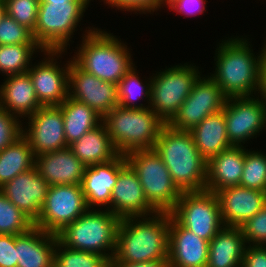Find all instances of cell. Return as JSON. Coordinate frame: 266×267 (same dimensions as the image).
I'll list each match as a JSON object with an SVG mask.
<instances>
[{
	"instance_id": "6da1fadb",
	"label": "cell",
	"mask_w": 266,
	"mask_h": 267,
	"mask_svg": "<svg viewBox=\"0 0 266 267\" xmlns=\"http://www.w3.org/2000/svg\"><path fill=\"white\" fill-rule=\"evenodd\" d=\"M141 218V219H140ZM169 212L120 219L110 262L168 260Z\"/></svg>"
},
{
	"instance_id": "7a4b0ae2",
	"label": "cell",
	"mask_w": 266,
	"mask_h": 267,
	"mask_svg": "<svg viewBox=\"0 0 266 267\" xmlns=\"http://www.w3.org/2000/svg\"><path fill=\"white\" fill-rule=\"evenodd\" d=\"M247 40L243 36L231 37L222 40L215 50L216 68L210 77L228 98L254 97L253 94L259 91L260 66L266 54V41L259 56H256Z\"/></svg>"
},
{
	"instance_id": "3957f363",
	"label": "cell",
	"mask_w": 266,
	"mask_h": 267,
	"mask_svg": "<svg viewBox=\"0 0 266 267\" xmlns=\"http://www.w3.org/2000/svg\"><path fill=\"white\" fill-rule=\"evenodd\" d=\"M154 150L169 170L174 184L181 192L206 189L207 161L199 153L189 131H180L165 124Z\"/></svg>"
},
{
	"instance_id": "277c9868",
	"label": "cell",
	"mask_w": 266,
	"mask_h": 267,
	"mask_svg": "<svg viewBox=\"0 0 266 267\" xmlns=\"http://www.w3.org/2000/svg\"><path fill=\"white\" fill-rule=\"evenodd\" d=\"M83 36L82 44L77 47L72 60L86 72L117 85L135 66L127 45L113 33L94 27L86 29Z\"/></svg>"
},
{
	"instance_id": "5b68a950",
	"label": "cell",
	"mask_w": 266,
	"mask_h": 267,
	"mask_svg": "<svg viewBox=\"0 0 266 267\" xmlns=\"http://www.w3.org/2000/svg\"><path fill=\"white\" fill-rule=\"evenodd\" d=\"M111 142L121 155L154 149L165 123L151 108L130 109L117 105L102 118Z\"/></svg>"
},
{
	"instance_id": "8992f818",
	"label": "cell",
	"mask_w": 266,
	"mask_h": 267,
	"mask_svg": "<svg viewBox=\"0 0 266 267\" xmlns=\"http://www.w3.org/2000/svg\"><path fill=\"white\" fill-rule=\"evenodd\" d=\"M119 222L120 219L107 209H88L56 236L65 247L101 254L111 260Z\"/></svg>"
},
{
	"instance_id": "52a82bcc",
	"label": "cell",
	"mask_w": 266,
	"mask_h": 267,
	"mask_svg": "<svg viewBox=\"0 0 266 267\" xmlns=\"http://www.w3.org/2000/svg\"><path fill=\"white\" fill-rule=\"evenodd\" d=\"M136 172L148 203L157 212H171L182 192L174 184L169 170L154 149L131 151L125 155Z\"/></svg>"
},
{
	"instance_id": "ba28073f",
	"label": "cell",
	"mask_w": 266,
	"mask_h": 267,
	"mask_svg": "<svg viewBox=\"0 0 266 267\" xmlns=\"http://www.w3.org/2000/svg\"><path fill=\"white\" fill-rule=\"evenodd\" d=\"M89 3L90 1L39 3L33 36L42 50H67Z\"/></svg>"
},
{
	"instance_id": "9c48e42d",
	"label": "cell",
	"mask_w": 266,
	"mask_h": 267,
	"mask_svg": "<svg viewBox=\"0 0 266 267\" xmlns=\"http://www.w3.org/2000/svg\"><path fill=\"white\" fill-rule=\"evenodd\" d=\"M157 73L151 76L149 108L168 124L189 96L201 72L196 65L184 63Z\"/></svg>"
},
{
	"instance_id": "30bf717a",
	"label": "cell",
	"mask_w": 266,
	"mask_h": 267,
	"mask_svg": "<svg viewBox=\"0 0 266 267\" xmlns=\"http://www.w3.org/2000/svg\"><path fill=\"white\" fill-rule=\"evenodd\" d=\"M170 214L182 227L208 242L224 227L218 198L206 190L182 192Z\"/></svg>"
},
{
	"instance_id": "8fae6325",
	"label": "cell",
	"mask_w": 266,
	"mask_h": 267,
	"mask_svg": "<svg viewBox=\"0 0 266 267\" xmlns=\"http://www.w3.org/2000/svg\"><path fill=\"white\" fill-rule=\"evenodd\" d=\"M88 209L80 184L50 185L34 226L56 235Z\"/></svg>"
},
{
	"instance_id": "7c38bea8",
	"label": "cell",
	"mask_w": 266,
	"mask_h": 267,
	"mask_svg": "<svg viewBox=\"0 0 266 267\" xmlns=\"http://www.w3.org/2000/svg\"><path fill=\"white\" fill-rule=\"evenodd\" d=\"M227 99L210 76H202L168 125L176 130L190 131L207 116L223 110Z\"/></svg>"
},
{
	"instance_id": "4fadbf2b",
	"label": "cell",
	"mask_w": 266,
	"mask_h": 267,
	"mask_svg": "<svg viewBox=\"0 0 266 267\" xmlns=\"http://www.w3.org/2000/svg\"><path fill=\"white\" fill-rule=\"evenodd\" d=\"M226 134L232 146H243L266 130V104L258 96L229 97L223 109Z\"/></svg>"
},
{
	"instance_id": "5bb4252c",
	"label": "cell",
	"mask_w": 266,
	"mask_h": 267,
	"mask_svg": "<svg viewBox=\"0 0 266 267\" xmlns=\"http://www.w3.org/2000/svg\"><path fill=\"white\" fill-rule=\"evenodd\" d=\"M68 97L87 104L102 118L119 104L116 84L86 72L72 59L68 72Z\"/></svg>"
},
{
	"instance_id": "9a60e30c",
	"label": "cell",
	"mask_w": 266,
	"mask_h": 267,
	"mask_svg": "<svg viewBox=\"0 0 266 267\" xmlns=\"http://www.w3.org/2000/svg\"><path fill=\"white\" fill-rule=\"evenodd\" d=\"M44 57L40 63L31 64L28 73L35 88L37 99L42 106H59L68 97V72L70 61L64 67L57 64L65 50H43ZM55 61V62H54ZM61 67V68H60Z\"/></svg>"
},
{
	"instance_id": "2e32d148",
	"label": "cell",
	"mask_w": 266,
	"mask_h": 267,
	"mask_svg": "<svg viewBox=\"0 0 266 267\" xmlns=\"http://www.w3.org/2000/svg\"><path fill=\"white\" fill-rule=\"evenodd\" d=\"M23 136L28 140L35 156L69 147L64 132L60 106H41L28 117Z\"/></svg>"
},
{
	"instance_id": "e0dca14e",
	"label": "cell",
	"mask_w": 266,
	"mask_h": 267,
	"mask_svg": "<svg viewBox=\"0 0 266 267\" xmlns=\"http://www.w3.org/2000/svg\"><path fill=\"white\" fill-rule=\"evenodd\" d=\"M110 211L119 219L149 216L157 211L148 203L136 172L126 163L111 192Z\"/></svg>"
},
{
	"instance_id": "ac0fdd59",
	"label": "cell",
	"mask_w": 266,
	"mask_h": 267,
	"mask_svg": "<svg viewBox=\"0 0 266 267\" xmlns=\"http://www.w3.org/2000/svg\"><path fill=\"white\" fill-rule=\"evenodd\" d=\"M49 186L34 167L6 182L0 187V191L35 222L40 215Z\"/></svg>"
},
{
	"instance_id": "d6986e66",
	"label": "cell",
	"mask_w": 266,
	"mask_h": 267,
	"mask_svg": "<svg viewBox=\"0 0 266 267\" xmlns=\"http://www.w3.org/2000/svg\"><path fill=\"white\" fill-rule=\"evenodd\" d=\"M224 226L240 227L266 205V192L240 185L217 191Z\"/></svg>"
},
{
	"instance_id": "ffe728a7",
	"label": "cell",
	"mask_w": 266,
	"mask_h": 267,
	"mask_svg": "<svg viewBox=\"0 0 266 267\" xmlns=\"http://www.w3.org/2000/svg\"><path fill=\"white\" fill-rule=\"evenodd\" d=\"M209 242L182 227L169 213V267H207Z\"/></svg>"
},
{
	"instance_id": "44dd1931",
	"label": "cell",
	"mask_w": 266,
	"mask_h": 267,
	"mask_svg": "<svg viewBox=\"0 0 266 267\" xmlns=\"http://www.w3.org/2000/svg\"><path fill=\"white\" fill-rule=\"evenodd\" d=\"M126 163L125 155L119 154L108 162L86 166L81 186L89 209L107 205L110 211L111 192Z\"/></svg>"
},
{
	"instance_id": "7402d4cb",
	"label": "cell",
	"mask_w": 266,
	"mask_h": 267,
	"mask_svg": "<svg viewBox=\"0 0 266 267\" xmlns=\"http://www.w3.org/2000/svg\"><path fill=\"white\" fill-rule=\"evenodd\" d=\"M35 167L49 185H81L86 169L69 147L35 156Z\"/></svg>"
},
{
	"instance_id": "603a6c76",
	"label": "cell",
	"mask_w": 266,
	"mask_h": 267,
	"mask_svg": "<svg viewBox=\"0 0 266 267\" xmlns=\"http://www.w3.org/2000/svg\"><path fill=\"white\" fill-rule=\"evenodd\" d=\"M57 236L40 228L15 235L17 267H54Z\"/></svg>"
},
{
	"instance_id": "cb8c5ba5",
	"label": "cell",
	"mask_w": 266,
	"mask_h": 267,
	"mask_svg": "<svg viewBox=\"0 0 266 267\" xmlns=\"http://www.w3.org/2000/svg\"><path fill=\"white\" fill-rule=\"evenodd\" d=\"M0 85V107L16 117H30L42 105L29 73L7 76ZM23 116V117H22Z\"/></svg>"
},
{
	"instance_id": "d4e9b609",
	"label": "cell",
	"mask_w": 266,
	"mask_h": 267,
	"mask_svg": "<svg viewBox=\"0 0 266 267\" xmlns=\"http://www.w3.org/2000/svg\"><path fill=\"white\" fill-rule=\"evenodd\" d=\"M244 146H231L207 162L206 191H217L240 185L245 152Z\"/></svg>"
},
{
	"instance_id": "484cf974",
	"label": "cell",
	"mask_w": 266,
	"mask_h": 267,
	"mask_svg": "<svg viewBox=\"0 0 266 267\" xmlns=\"http://www.w3.org/2000/svg\"><path fill=\"white\" fill-rule=\"evenodd\" d=\"M246 245L240 227L224 226L209 242L207 267L242 264Z\"/></svg>"
},
{
	"instance_id": "4316f807",
	"label": "cell",
	"mask_w": 266,
	"mask_h": 267,
	"mask_svg": "<svg viewBox=\"0 0 266 267\" xmlns=\"http://www.w3.org/2000/svg\"><path fill=\"white\" fill-rule=\"evenodd\" d=\"M189 132L199 153L207 162L232 146L226 134L223 110L207 116Z\"/></svg>"
},
{
	"instance_id": "83f0119b",
	"label": "cell",
	"mask_w": 266,
	"mask_h": 267,
	"mask_svg": "<svg viewBox=\"0 0 266 267\" xmlns=\"http://www.w3.org/2000/svg\"><path fill=\"white\" fill-rule=\"evenodd\" d=\"M69 148L85 166L108 162L119 155L103 123L70 144Z\"/></svg>"
},
{
	"instance_id": "f1b7e54d",
	"label": "cell",
	"mask_w": 266,
	"mask_h": 267,
	"mask_svg": "<svg viewBox=\"0 0 266 267\" xmlns=\"http://www.w3.org/2000/svg\"><path fill=\"white\" fill-rule=\"evenodd\" d=\"M59 106L63 113L64 132L68 146L102 123V117L91 107L70 97H67Z\"/></svg>"
},
{
	"instance_id": "f546056e",
	"label": "cell",
	"mask_w": 266,
	"mask_h": 267,
	"mask_svg": "<svg viewBox=\"0 0 266 267\" xmlns=\"http://www.w3.org/2000/svg\"><path fill=\"white\" fill-rule=\"evenodd\" d=\"M34 167L35 155L28 140L22 135L0 151V187Z\"/></svg>"
},
{
	"instance_id": "4dcf8cb0",
	"label": "cell",
	"mask_w": 266,
	"mask_h": 267,
	"mask_svg": "<svg viewBox=\"0 0 266 267\" xmlns=\"http://www.w3.org/2000/svg\"><path fill=\"white\" fill-rule=\"evenodd\" d=\"M38 44L0 45V73L4 76L27 73L31 67L32 56L38 50Z\"/></svg>"
},
{
	"instance_id": "1f68e13d",
	"label": "cell",
	"mask_w": 266,
	"mask_h": 267,
	"mask_svg": "<svg viewBox=\"0 0 266 267\" xmlns=\"http://www.w3.org/2000/svg\"><path fill=\"white\" fill-rule=\"evenodd\" d=\"M133 66L117 84L119 106L130 109L148 108L151 95V78L145 85ZM141 80V81H140ZM147 99L148 105L137 104L136 100ZM135 102V103H134Z\"/></svg>"
},
{
	"instance_id": "d6a6232c",
	"label": "cell",
	"mask_w": 266,
	"mask_h": 267,
	"mask_svg": "<svg viewBox=\"0 0 266 267\" xmlns=\"http://www.w3.org/2000/svg\"><path fill=\"white\" fill-rule=\"evenodd\" d=\"M110 260L101 254L63 246L57 239L54 267H109Z\"/></svg>"
},
{
	"instance_id": "836d02e7",
	"label": "cell",
	"mask_w": 266,
	"mask_h": 267,
	"mask_svg": "<svg viewBox=\"0 0 266 267\" xmlns=\"http://www.w3.org/2000/svg\"><path fill=\"white\" fill-rule=\"evenodd\" d=\"M34 227V222L0 191V234L20 235Z\"/></svg>"
},
{
	"instance_id": "e575fe53",
	"label": "cell",
	"mask_w": 266,
	"mask_h": 267,
	"mask_svg": "<svg viewBox=\"0 0 266 267\" xmlns=\"http://www.w3.org/2000/svg\"><path fill=\"white\" fill-rule=\"evenodd\" d=\"M240 186L266 192V154L254 150L245 152Z\"/></svg>"
},
{
	"instance_id": "d590c367",
	"label": "cell",
	"mask_w": 266,
	"mask_h": 267,
	"mask_svg": "<svg viewBox=\"0 0 266 267\" xmlns=\"http://www.w3.org/2000/svg\"><path fill=\"white\" fill-rule=\"evenodd\" d=\"M37 44L33 32L7 13L0 20V45Z\"/></svg>"
},
{
	"instance_id": "8d00e7d4",
	"label": "cell",
	"mask_w": 266,
	"mask_h": 267,
	"mask_svg": "<svg viewBox=\"0 0 266 267\" xmlns=\"http://www.w3.org/2000/svg\"><path fill=\"white\" fill-rule=\"evenodd\" d=\"M6 13L32 32L37 22L39 0H4Z\"/></svg>"
},
{
	"instance_id": "74e56055",
	"label": "cell",
	"mask_w": 266,
	"mask_h": 267,
	"mask_svg": "<svg viewBox=\"0 0 266 267\" xmlns=\"http://www.w3.org/2000/svg\"><path fill=\"white\" fill-rule=\"evenodd\" d=\"M240 229L246 244L266 246V205L252 218L245 221Z\"/></svg>"
},
{
	"instance_id": "f35d334b",
	"label": "cell",
	"mask_w": 266,
	"mask_h": 267,
	"mask_svg": "<svg viewBox=\"0 0 266 267\" xmlns=\"http://www.w3.org/2000/svg\"><path fill=\"white\" fill-rule=\"evenodd\" d=\"M21 123L19 118L0 107V151L22 136Z\"/></svg>"
},
{
	"instance_id": "ab89813d",
	"label": "cell",
	"mask_w": 266,
	"mask_h": 267,
	"mask_svg": "<svg viewBox=\"0 0 266 267\" xmlns=\"http://www.w3.org/2000/svg\"><path fill=\"white\" fill-rule=\"evenodd\" d=\"M104 3L121 11L139 12V14H151L163 7L162 0H102Z\"/></svg>"
},
{
	"instance_id": "60d3db41",
	"label": "cell",
	"mask_w": 266,
	"mask_h": 267,
	"mask_svg": "<svg viewBox=\"0 0 266 267\" xmlns=\"http://www.w3.org/2000/svg\"><path fill=\"white\" fill-rule=\"evenodd\" d=\"M0 267H17L15 235L0 234Z\"/></svg>"
},
{
	"instance_id": "b9f144b4",
	"label": "cell",
	"mask_w": 266,
	"mask_h": 267,
	"mask_svg": "<svg viewBox=\"0 0 266 267\" xmlns=\"http://www.w3.org/2000/svg\"><path fill=\"white\" fill-rule=\"evenodd\" d=\"M243 267H266V246L246 245Z\"/></svg>"
},
{
	"instance_id": "7bdbcfd3",
	"label": "cell",
	"mask_w": 266,
	"mask_h": 267,
	"mask_svg": "<svg viewBox=\"0 0 266 267\" xmlns=\"http://www.w3.org/2000/svg\"><path fill=\"white\" fill-rule=\"evenodd\" d=\"M207 0H175L168 7L171 11H176L187 16H196L205 11Z\"/></svg>"
},
{
	"instance_id": "ee69618b",
	"label": "cell",
	"mask_w": 266,
	"mask_h": 267,
	"mask_svg": "<svg viewBox=\"0 0 266 267\" xmlns=\"http://www.w3.org/2000/svg\"><path fill=\"white\" fill-rule=\"evenodd\" d=\"M109 267H169L168 260H153L141 263L110 262Z\"/></svg>"
},
{
	"instance_id": "f6af8a7d",
	"label": "cell",
	"mask_w": 266,
	"mask_h": 267,
	"mask_svg": "<svg viewBox=\"0 0 266 267\" xmlns=\"http://www.w3.org/2000/svg\"><path fill=\"white\" fill-rule=\"evenodd\" d=\"M258 93H260L258 96H260L266 104V54L260 66V87Z\"/></svg>"
},
{
	"instance_id": "bcb514c9",
	"label": "cell",
	"mask_w": 266,
	"mask_h": 267,
	"mask_svg": "<svg viewBox=\"0 0 266 267\" xmlns=\"http://www.w3.org/2000/svg\"><path fill=\"white\" fill-rule=\"evenodd\" d=\"M72 1H91V0H39V3H66Z\"/></svg>"
},
{
	"instance_id": "7dc6e473",
	"label": "cell",
	"mask_w": 266,
	"mask_h": 267,
	"mask_svg": "<svg viewBox=\"0 0 266 267\" xmlns=\"http://www.w3.org/2000/svg\"><path fill=\"white\" fill-rule=\"evenodd\" d=\"M6 14V5L4 0H0V20Z\"/></svg>"
},
{
	"instance_id": "c3c4849f",
	"label": "cell",
	"mask_w": 266,
	"mask_h": 267,
	"mask_svg": "<svg viewBox=\"0 0 266 267\" xmlns=\"http://www.w3.org/2000/svg\"><path fill=\"white\" fill-rule=\"evenodd\" d=\"M173 1H175V0H162V4H163V6H165V5L169 6Z\"/></svg>"
},
{
	"instance_id": "681fc988",
	"label": "cell",
	"mask_w": 266,
	"mask_h": 267,
	"mask_svg": "<svg viewBox=\"0 0 266 267\" xmlns=\"http://www.w3.org/2000/svg\"><path fill=\"white\" fill-rule=\"evenodd\" d=\"M236 267H243V264H239V265H237Z\"/></svg>"
}]
</instances>
